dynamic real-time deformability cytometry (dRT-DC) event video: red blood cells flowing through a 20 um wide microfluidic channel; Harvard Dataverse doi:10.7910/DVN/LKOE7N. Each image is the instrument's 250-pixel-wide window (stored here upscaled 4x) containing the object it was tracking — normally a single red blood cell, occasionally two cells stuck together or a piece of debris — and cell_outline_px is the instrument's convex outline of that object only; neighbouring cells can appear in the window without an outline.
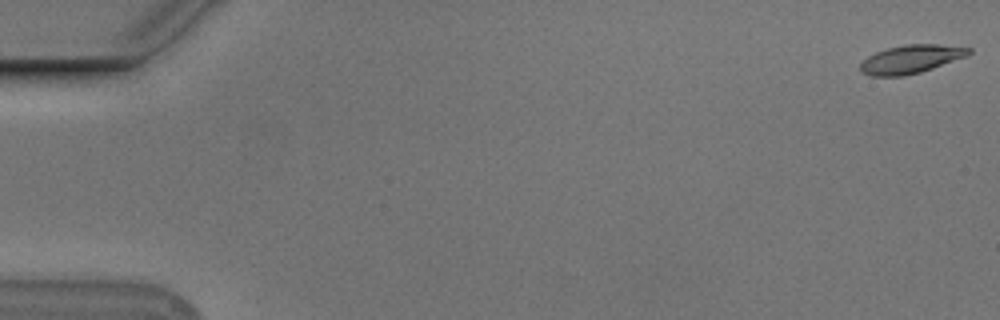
{"species": "Egyptian fruit bat (a non-hibernating species)", "species_latin": "Rousettus aegyptiacus", "temperature_condition": "cold", "stored_images_in_passage": 55, "camera_frame_rate_fps": 3000, "um_per_image_px": 0.085, "animal": {"sex": "male"}, "frame": {"image": 1, "passage_image": 1, "time_ms": 0.0, "image_size_px": [1000, 320], "cell_outline_px": [[972, 52], [968, 56], [920, 72], [904, 76], [872, 76], [860, 72], [860, 64], [868, 56], [876, 52], [888, 48], [904, 44], [936, 44], [972, 48]], "centroid_in_image_um": [77.44, 5.03], "position_along_channel_um": 7.6, "area_um2": 17.92}}
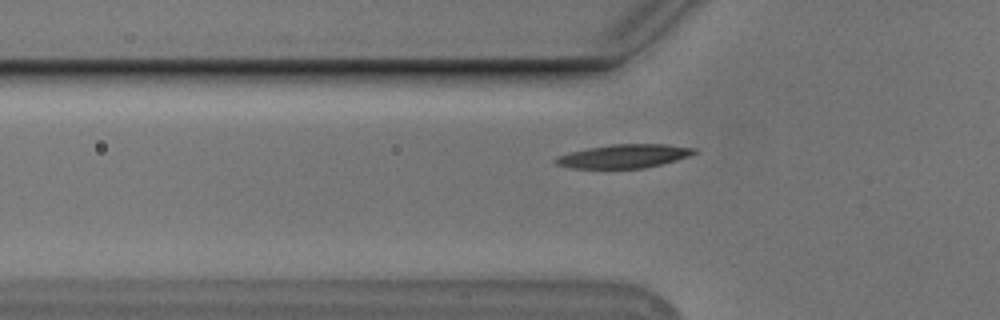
{"frame": {"image": 2, "passage_image": 19, "time_ms": 6.0, "image_size_px": [1000, 320], "cell_outline_px": [[700, 152], [676, 160], [644, 168], [572, 168], [556, 164], [552, 160], [556, 156], [588, 148], [612, 144], [668, 144], [696, 148]], "centroid_in_image_um": [53.06, 13.26], "position_along_channel_um": 72.7, "area_um2": 19.07}}
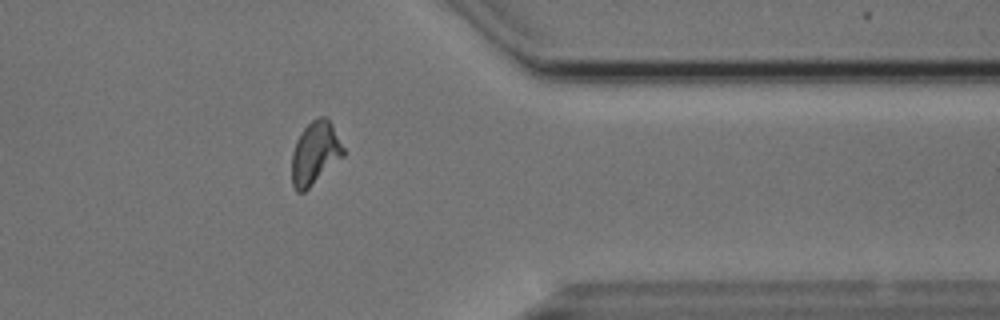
{"frame": {"image": 3, "passage_image": 45, "time_ms": 14.667, "image_size_px": [1000, 320], "cell_outline_px": [[344, 156], [304, 192], [296, 192], [292, 184], [292, 152], [296, 140], [304, 128], [316, 116], [324, 116], [332, 124], [344, 148]], "centroid_in_image_um": [26.77, 13.01], "position_along_channel_um": 384.6, "area_um2": 18.84}, "authors_computed_cell_mechanics": {"area_um2": 18.1492, "velocity_mm_per_s": 3.728, "shape_relaxation_time_tau1_ms": 5.3177, "shape_relaxation_time_tau2_ms": 2.0636, "deformation_change_tau1": 0.1747, "deformation_change_tau2": 0.0784}}